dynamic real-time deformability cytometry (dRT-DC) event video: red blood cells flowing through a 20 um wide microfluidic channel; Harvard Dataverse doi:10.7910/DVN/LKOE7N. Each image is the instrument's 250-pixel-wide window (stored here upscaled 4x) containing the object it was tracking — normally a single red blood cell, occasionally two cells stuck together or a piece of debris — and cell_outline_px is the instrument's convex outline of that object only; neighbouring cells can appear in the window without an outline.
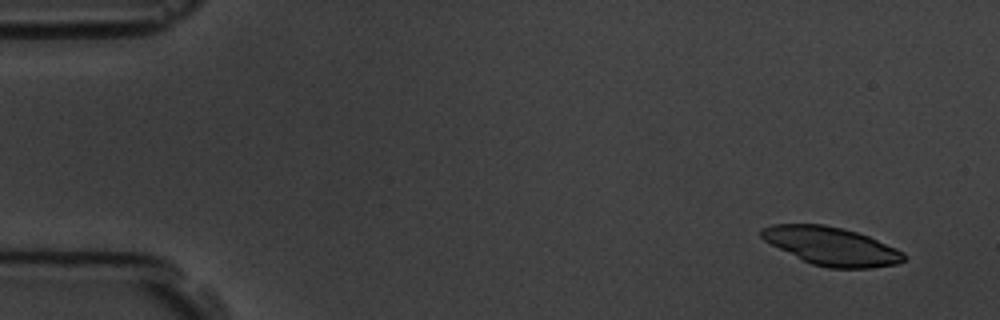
{"species": "common noctule bat (a hibernating species)", "species_latin": "Nyctalus noctula", "temperature_condition": "room temperature", "stored_images_in_passage": 6, "camera_frame_rate_fps": 3000, "um_per_image_px": 0.085, "animal": {"sex": "male", "body_mass_g": 19.5, "forearm_length_mm": 54.6}, "frame": {"image": 1, "passage_image": 1, "time_ms": 0.0, "image_size_px": [1000, 320], "cell_outline_px": [[904, 260], [896, 264], [872, 268], [828, 268], [812, 264], [764, 240], [760, 236], [760, 228], [772, 224], [824, 224], [856, 232], [868, 236], [896, 248], [904, 252]], "centroid_in_image_um": [70.67, 20.92], "position_along_channel_um": 14.3, "area_um2": 31.33}}